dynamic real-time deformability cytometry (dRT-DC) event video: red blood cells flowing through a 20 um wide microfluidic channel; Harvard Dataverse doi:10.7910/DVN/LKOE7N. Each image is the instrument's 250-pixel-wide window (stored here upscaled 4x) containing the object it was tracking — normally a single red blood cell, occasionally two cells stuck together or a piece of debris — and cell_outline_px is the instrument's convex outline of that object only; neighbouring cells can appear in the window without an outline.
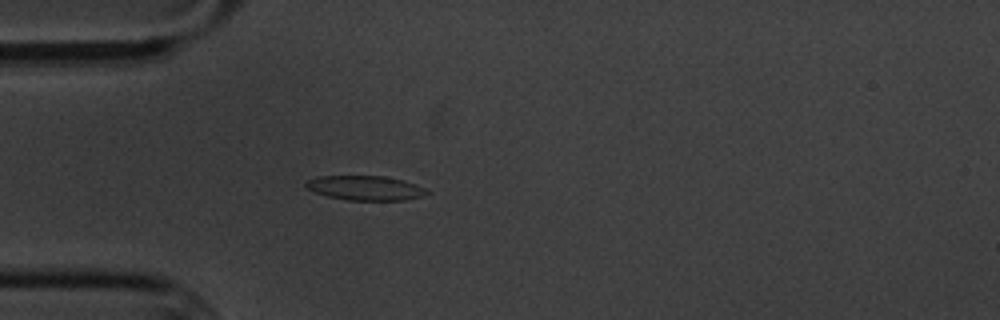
{"species": "common noctule bat (a hibernating species)", "species_latin": "Nyctalus noctula", "temperature_condition": "cold", "stored_images_in_passage": 5, "camera_frame_rate_fps": 3000, "um_per_image_px": 0.085, "animal": {"sex": "male", "body_mass_g": 20.1, "forearm_length_mm": 53.5}, "frame": {"image": 1, "passage_image": 5, "time_ms": 4.667, "image_size_px": [1000, 320], "cell_outline_px": [[432, 192], [420, 196], [404, 200], [348, 200], [328, 196], [316, 192], [308, 188], [304, 184], [308, 180], [316, 176], [384, 176], [416, 184]], "centroid_in_image_um": [31.05, 15.97], "position_along_channel_um": 53.9, "area_um2": 17.05}}